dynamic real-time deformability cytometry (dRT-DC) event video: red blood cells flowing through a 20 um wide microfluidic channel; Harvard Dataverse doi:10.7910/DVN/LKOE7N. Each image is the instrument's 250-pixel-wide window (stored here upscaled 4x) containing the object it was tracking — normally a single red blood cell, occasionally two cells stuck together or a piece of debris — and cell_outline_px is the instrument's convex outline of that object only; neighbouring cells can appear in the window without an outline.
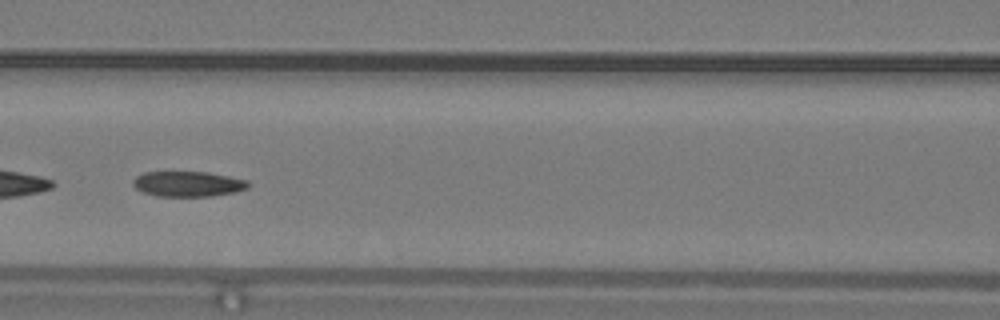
{"species": "common noctule bat (a hibernating species)", "species_latin": "Nyctalus noctula", "temperature_condition": "warm", "stored_images_in_passage": 42, "camera_frame_rate_fps": 3000, "um_per_image_px": 0.085, "animal": {"sex": "male", "body_mass_g": 19.2, "forearm_length_mm": 51.8}, "frame": {"image": 1, "passage_image": 15, "time_ms": 4.667, "image_size_px": [1000, 320], "cell_outline_px": [[252, 184], [248, 188], [236, 192], [212, 196], [156, 196], [144, 192], [136, 188], [132, 184], [132, 180], [136, 176], [144, 172], [208, 172], [248, 180]], "centroid_in_image_um": [16.01, 15.63], "position_along_channel_um": 150.6, "area_um2": 17.11}}
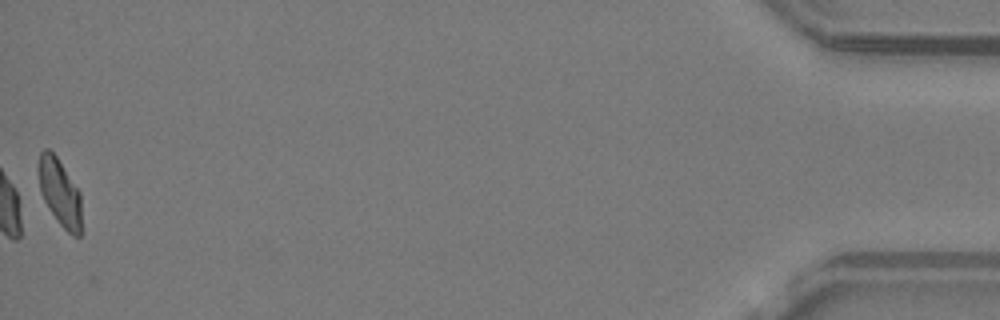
{"frame": {"image": 2, "passage_image": 42, "time_ms": 13.667, "image_size_px": [1000, 320], "cell_outline_px": [[80, 236], [72, 236], [60, 224], [44, 200], [40, 192], [40, 152], [44, 148], [48, 148], [56, 156], [80, 192]], "centroid_in_image_um": [5.09, 16.36], "position_along_channel_um": 430.1, "area_um2": 16.18}, "authors_computed_cell_mechanics": {"area_um2": 17.5423, "velocity_mm_per_s": 4.1964, "shape_relaxation_time_tau1_ms": 6.2835, "shape_relaxation_time_tau2_ms": 1.8137, "deformation_change_tau1": 0.1513, "deformation_change_tau2": 0.0754}}